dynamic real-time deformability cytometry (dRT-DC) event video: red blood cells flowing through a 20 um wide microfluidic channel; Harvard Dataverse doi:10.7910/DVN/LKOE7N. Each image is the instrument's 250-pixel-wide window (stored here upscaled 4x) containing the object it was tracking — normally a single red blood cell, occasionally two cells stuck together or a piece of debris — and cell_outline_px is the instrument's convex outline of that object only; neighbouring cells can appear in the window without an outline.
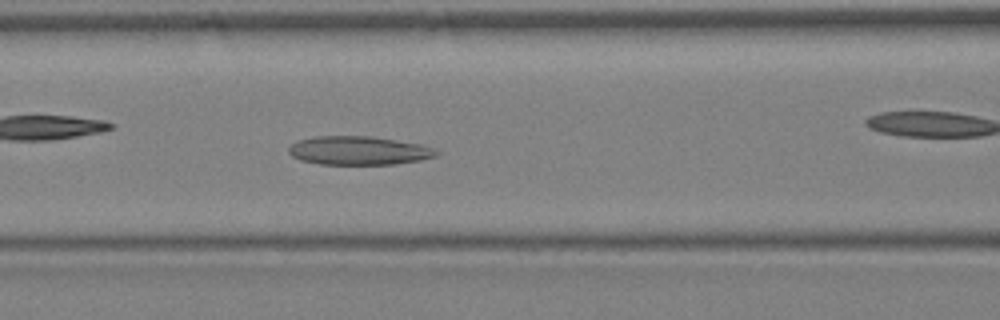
{"species": "Egyptian fruit bat (a non-hibernating species)", "species_latin": "Rousettus aegyptiacus", "temperature_condition": "warm", "stored_images_in_passage": 38, "camera_frame_rate_fps": 3000, "um_per_image_px": 0.085, "animal": {"sex": "female"}, "frame": {"image": 1, "passage_image": 17, "time_ms": 5.333, "image_size_px": [1000, 320], "cell_outline_px": [[440, 152], [436, 156], [420, 160], [396, 164], [320, 164], [300, 160], [292, 156], [288, 152], [288, 148], [296, 140], [312, 136], [372, 136], [420, 144], [432, 148]], "centroid_in_image_um": [30.45, 12.79], "position_along_channel_um": 136.1, "area_um2": 24.74}}